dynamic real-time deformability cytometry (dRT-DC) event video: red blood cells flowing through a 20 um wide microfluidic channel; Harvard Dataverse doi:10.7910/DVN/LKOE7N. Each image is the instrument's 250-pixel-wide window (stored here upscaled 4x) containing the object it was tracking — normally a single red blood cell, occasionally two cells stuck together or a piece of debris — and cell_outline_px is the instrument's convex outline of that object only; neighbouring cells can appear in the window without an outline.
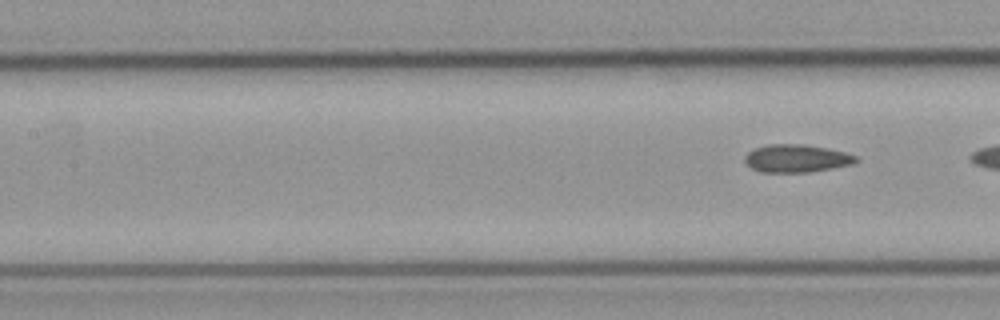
{"species": "common noctule bat (a hibernating species)", "species_latin": "Nyctalus noctula", "temperature_condition": "cold", "stored_images_in_passage": 6, "segment_of_instrument_passage": [2, 2], "camera_frame_rate_fps": 3000, "um_per_image_px": 0.085, "animal": {"sex": "male", "body_mass_g": 23.1, "forearm_length_mm": 52.7}, "frame": {"image": 1, "passage_image": 6, "time_ms": 6.0, "image_size_px": [1000, 320], "cell_outline_px": [[860, 160], [852, 164], [832, 168], [808, 172], [760, 172], [752, 168], [744, 160], [744, 156], [748, 152], [756, 148], [768, 144], [800, 144], [828, 148], [844, 152], [856, 156]], "centroid_in_image_um": [67.7, 13.46], "position_along_channel_um": 139.7, "area_um2": 17.92}}